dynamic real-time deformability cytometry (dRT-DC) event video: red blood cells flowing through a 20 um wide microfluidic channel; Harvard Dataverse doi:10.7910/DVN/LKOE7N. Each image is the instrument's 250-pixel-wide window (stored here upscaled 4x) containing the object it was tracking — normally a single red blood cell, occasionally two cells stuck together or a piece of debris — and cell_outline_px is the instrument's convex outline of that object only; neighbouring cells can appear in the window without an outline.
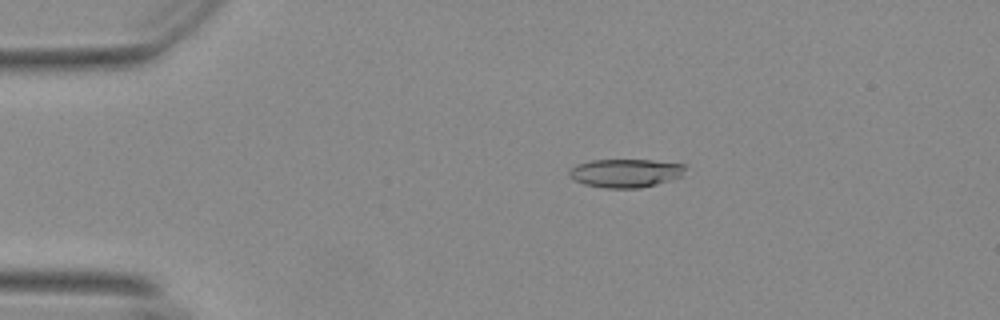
{"species": "Egyptian fruit bat (a non-hibernating species)", "species_latin": "Rousettus aegyptiacus", "temperature_condition": "warm", "stored_images_in_passage": 45, "camera_frame_rate_fps": 3000, "um_per_image_px": 0.085, "animal": {"sex": "female"}, "frame": {"image": 1, "passage_image": 10, "time_ms": 3.0, "image_size_px": [1000, 320], "cell_outline_px": [[684, 168], [680, 176], [656, 184], [640, 188], [604, 188], [584, 184], [568, 176], [568, 172], [576, 164], [592, 160], [652, 160], [684, 164]], "centroid_in_image_um": [53.11, 14.71], "position_along_channel_um": 31.9, "area_um2": 19.02}}
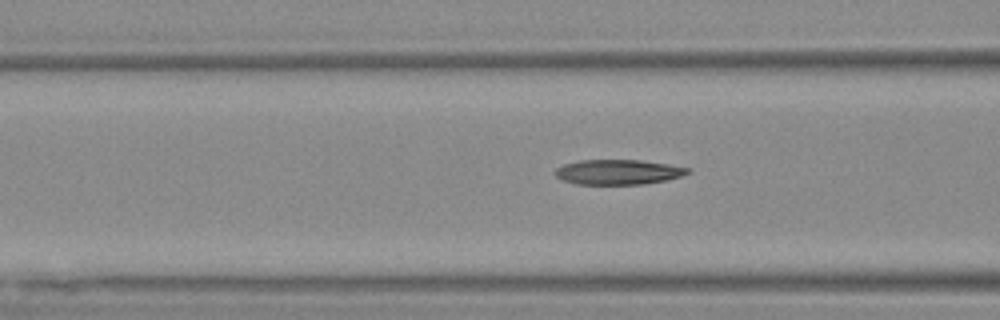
{"frame": {"image": 2, "passage_image": 21, "time_ms": 6.667, "image_size_px": [1000, 320], "cell_outline_px": [[692, 168], [688, 172], [680, 176], [664, 180], [644, 184], [576, 184], [564, 180], [556, 176], [556, 168], [564, 164], [580, 160], [640, 160], [668, 164]], "centroid_in_image_um": [52.54, 14.62], "position_along_channel_um": 114.1, "area_um2": 19.07}}
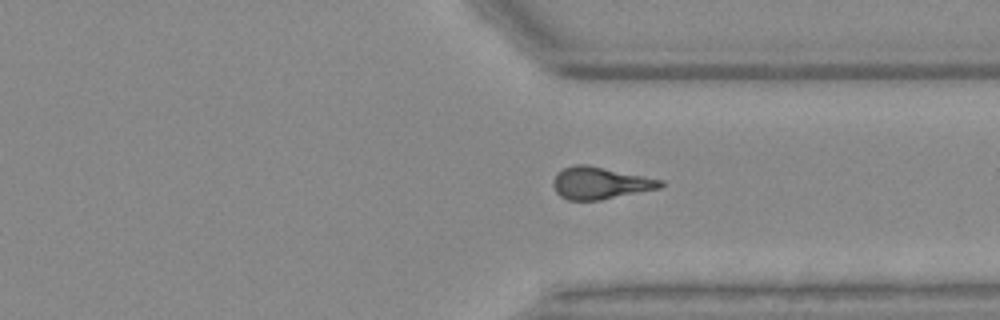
{"frame": {"image": 3, "passage_image": 41, "time_ms": 13.333, "image_size_px": [1000, 320], "cell_outline_px": [[664, 184], [660, 188], [600, 200], [568, 200], [560, 196], [556, 192], [552, 184], [552, 180], [556, 172], [564, 168], [576, 164], [588, 164], [664, 180]], "centroid_in_image_um": [50.99, 15.55], "position_along_channel_um": 360.4, "area_um2": 20.23}}